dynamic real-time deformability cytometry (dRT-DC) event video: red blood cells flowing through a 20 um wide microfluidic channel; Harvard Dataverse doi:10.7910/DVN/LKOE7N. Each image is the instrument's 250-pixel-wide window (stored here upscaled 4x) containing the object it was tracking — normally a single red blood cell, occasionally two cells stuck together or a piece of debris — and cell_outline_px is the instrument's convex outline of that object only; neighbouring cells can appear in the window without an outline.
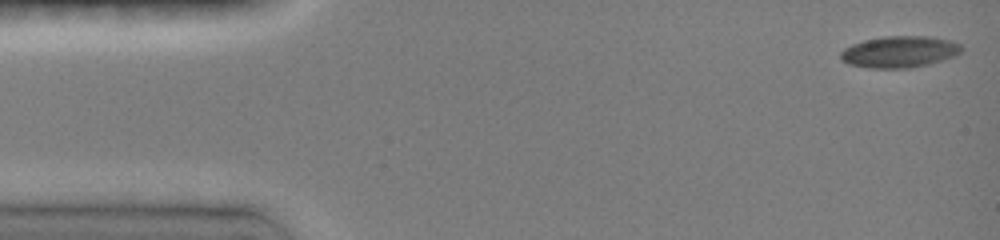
{"species": "common noctule bat (a hibernating species)", "species_latin": "Nyctalus noctula", "temperature_condition": "room temperature", "stored_images_in_passage": 66, "camera_frame_rate_fps": 3000, "um_per_image_px": 0.085, "animal": {"sex": "female", "body_mass_g": 19.0, "forearm_length_mm": 51.5}, "frame": {"image": 1, "passage_image": 1, "time_ms": 0.0, "image_size_px": [1000, 240], "cell_outline_px": [[964, 48], [956, 56], [928, 64], [908, 68], [868, 68], [848, 64], [840, 60], [840, 52], [844, 48], [852, 44], [864, 40], [884, 36], [928, 36], [948, 40], [960, 44]], "centroid_in_image_um": [76.43, 4.4], "position_along_channel_um": 8.6, "area_um2": 22.31}}
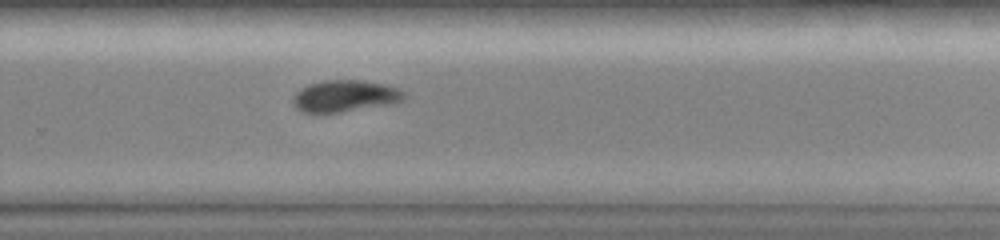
{"frame": {"image": 2, "passage_image": 51, "time_ms": 10.0, "image_size_px": [1000, 240], "cell_outline_px": [[404, 100], [392, 104], [340, 112], [304, 112], [296, 108], [292, 104], [292, 96], [300, 88], [308, 84], [324, 80], [364, 80], [384, 84], [400, 88], [404, 92]], "centroid_in_image_um": [29.32, 8.15], "position_along_channel_um": 300.5, "area_um2": 20.69}}
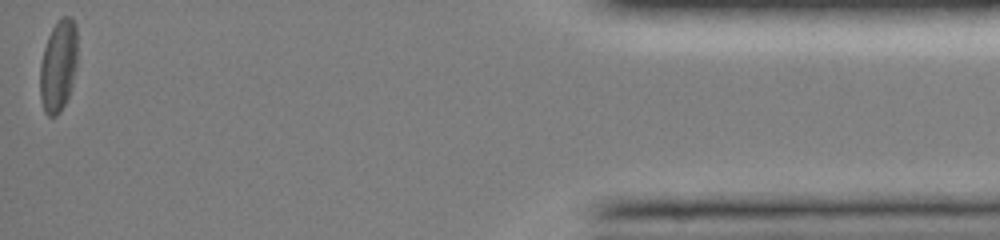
{"frame": {"image": 3, "passage_image": 65, "time_ms": 15.0, "image_size_px": [1000, 240], "cell_outline_px": [[76, 64], [72, 84], [68, 96], [60, 112], [56, 116], [48, 116], [44, 112], [40, 100], [40, 64], [44, 48], [48, 36], [56, 20], [64, 16], [72, 16], [76, 24]], "centroid_in_image_um": [4.94, 5.58], "position_along_channel_um": 430.3, "area_um2": 20.11}, "authors_computed_cell_mechanics": {"area_um2": 21.8484, "velocity_mm_per_s": 4.081, "shape_relaxation_time_tau1_ms": 3.85, "shape_relaxation_time_tau2_ms": null, "deformation_change_tau1": 0.113, "deformation_change_tau2": null}}